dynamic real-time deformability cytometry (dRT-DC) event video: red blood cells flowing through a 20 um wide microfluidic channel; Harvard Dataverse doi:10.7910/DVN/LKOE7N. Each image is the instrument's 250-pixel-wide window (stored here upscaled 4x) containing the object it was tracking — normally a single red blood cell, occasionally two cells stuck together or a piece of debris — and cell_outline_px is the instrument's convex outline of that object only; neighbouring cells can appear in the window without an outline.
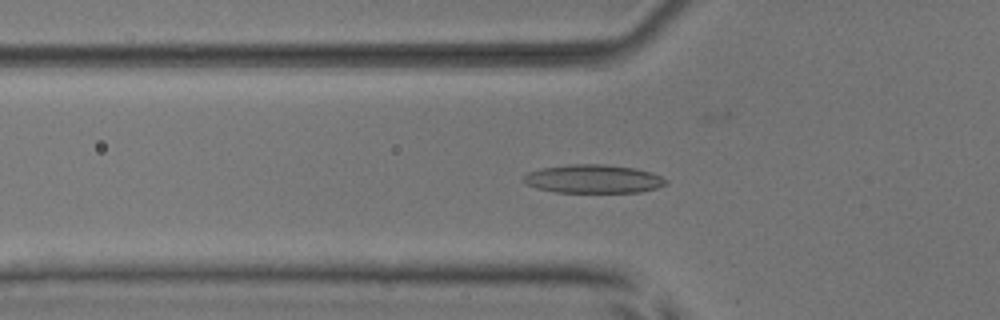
{"species": "common noctule bat (a hibernating species)", "species_latin": "Nyctalus noctula", "temperature_condition": "room temperature", "stored_images_in_passage": 46, "camera_frame_rate_fps": 3000, "um_per_image_px": 0.085, "animal": {"sex": "male", "body_mass_g": 17.9, "forearm_length_mm": 54.2}, "frame": {"image": 1, "passage_image": 10, "time_ms": 3.0, "image_size_px": [1000, 320], "cell_outline_px": [[668, 184], [656, 188], [640, 192], [556, 192], [536, 188], [528, 184], [524, 180], [524, 176], [528, 172], [540, 168], [568, 164], [604, 164], [636, 168], [652, 172], [668, 180]], "centroid_in_image_um": [50.46, 15.2], "position_along_channel_um": 75.3, "area_um2": 23.7}}
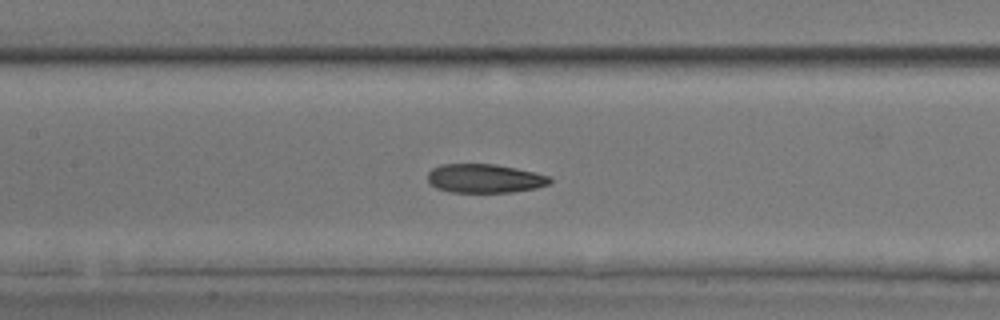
{"frame": {"image": 2, "passage_image": 17, "time_ms": 5.333, "image_size_px": [1000, 320], "cell_outline_px": [[552, 184], [536, 188], [512, 192], [448, 192], [436, 188], [428, 180], [428, 172], [432, 168], [440, 164], [496, 164], [516, 168], [552, 176]], "centroid_in_image_um": [41.23, 15.16], "position_along_channel_um": 166.2, "area_um2": 20.75}}
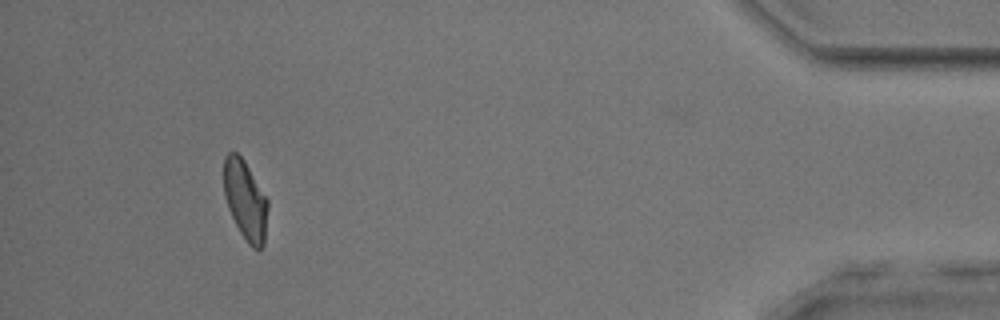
{"frame": {"image": 3, "passage_image": 41, "time_ms": 13.333, "image_size_px": [1000, 320], "cell_outline_px": [[268, 208], [264, 244], [260, 252], [252, 248], [248, 244], [240, 232], [228, 208], [224, 196], [224, 156], [228, 152], [236, 152], [244, 160], [268, 200]], "centroid_in_image_um": [20.86, 17.04], "position_along_channel_um": 414.3, "area_um2": 20.46}, "authors_computed_cell_mechanics": {"area_um2": 21.2415, "velocity_mm_per_s": 3.891, "shape_relaxation_time_tau1_ms": 7.01, "shape_relaxation_time_tau2_ms": 2.7521, "deformation_change_tau1": 0.1873, "deformation_change_tau2": 0.0832}}